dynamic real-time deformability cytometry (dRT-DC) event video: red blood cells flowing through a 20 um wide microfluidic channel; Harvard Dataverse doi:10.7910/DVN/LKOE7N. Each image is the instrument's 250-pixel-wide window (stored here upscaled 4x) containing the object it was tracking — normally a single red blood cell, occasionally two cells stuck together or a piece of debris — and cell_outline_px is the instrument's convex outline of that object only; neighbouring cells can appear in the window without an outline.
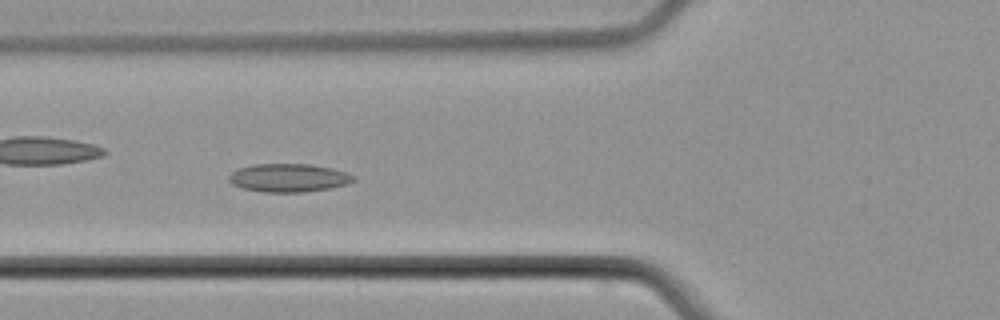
{"species": "common noctule bat (a hibernating species)", "species_latin": "Nyctalus noctula", "temperature_condition": "cold", "stored_images_in_passage": 8, "camera_frame_rate_fps": 3000, "um_per_image_px": 0.085, "animal": {"sex": "male", "body_mass_g": 21.5, "forearm_length_mm": 52.0}, "frame": {"image": 1, "passage_image": 5, "time_ms": 5.667, "image_size_px": [1000, 320], "cell_outline_px": [[356, 180], [348, 184], [328, 188], [304, 192], [264, 192], [244, 188], [232, 184], [228, 180], [228, 176], [232, 172], [240, 168], [252, 164], [312, 164], [332, 168], [344, 172], [352, 176]], "centroid_in_image_um": [24.52, 15.11], "position_along_channel_um": 101.3, "area_um2": 20.4}}
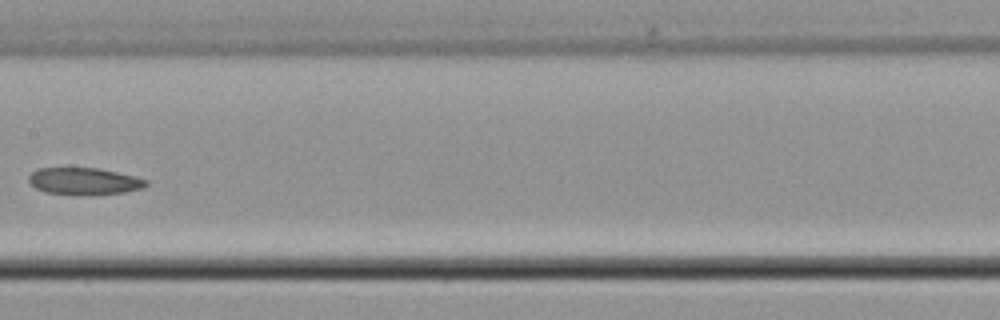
{"frame": {"image": 2, "passage_image": 7, "time_ms": 8.333, "image_size_px": [1000, 320], "cell_outline_px": [[148, 184], [144, 188], [124, 192], [96, 196], [76, 196], [44, 192], [36, 188], [28, 180], [28, 176], [36, 168], [100, 168], [136, 176], [148, 180]], "centroid_in_image_um": [7.18, 15.43], "position_along_channel_um": 200.2, "area_um2": 19.07}}
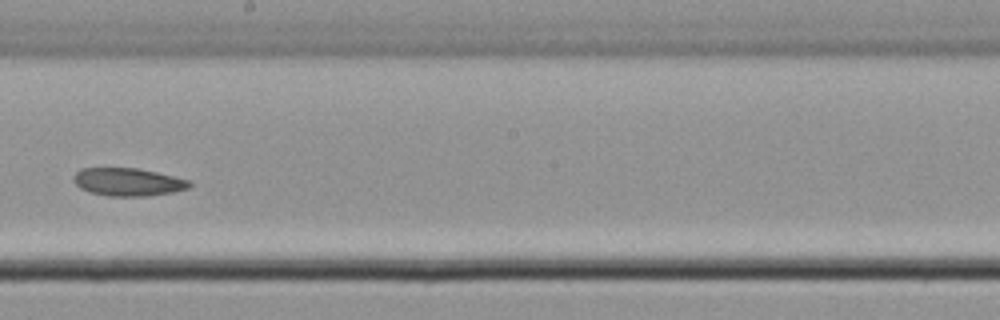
{"frame": {"image": 3, "passage_image": 8, "time_ms": 9.333, "image_size_px": [1000, 320], "cell_outline_px": [[192, 184], [188, 188], [172, 192], [148, 196], [108, 196], [92, 192], [80, 188], [72, 180], [76, 172], [80, 168], [140, 168], [188, 180]], "centroid_in_image_um": [10.85, 15.46], "position_along_channel_um": 237.3, "area_um2": 18.73}}